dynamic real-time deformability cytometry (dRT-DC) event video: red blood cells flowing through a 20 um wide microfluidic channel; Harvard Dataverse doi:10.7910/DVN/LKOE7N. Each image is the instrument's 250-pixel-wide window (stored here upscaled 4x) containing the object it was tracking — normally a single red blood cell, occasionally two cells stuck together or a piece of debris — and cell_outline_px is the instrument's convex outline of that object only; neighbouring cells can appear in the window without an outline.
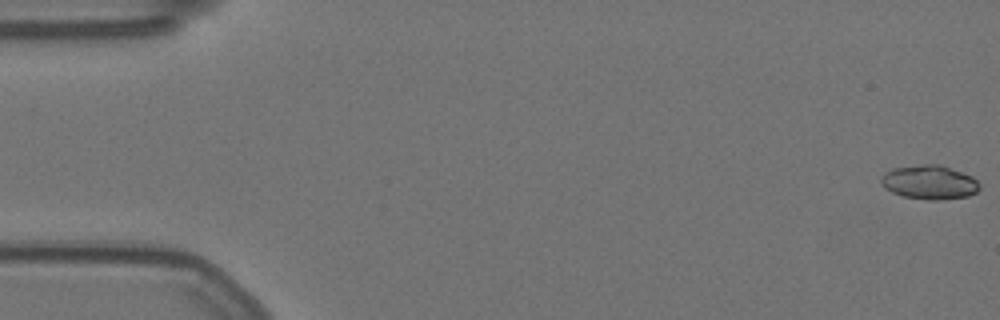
{"species": "Egyptian fruit bat (a non-hibernating species)", "species_latin": "Rousettus aegyptiacus", "temperature_condition": "warm", "stored_images_in_passage": 58, "camera_frame_rate_fps": 3000, "um_per_image_px": 0.085, "animal": {"sex": "female"}, "frame": {"image": 1, "passage_image": 1, "time_ms": 0.0, "image_size_px": [1000, 320], "cell_outline_px": [[980, 188], [976, 192], [968, 196], [940, 200], [928, 200], [904, 196], [892, 192], [884, 188], [880, 184], [880, 176], [884, 172], [892, 168], [924, 164], [940, 164], [972, 176], [980, 184]], "centroid_in_image_um": [78.97, 15.49], "position_along_channel_um": 6.0, "area_um2": 19.71}}
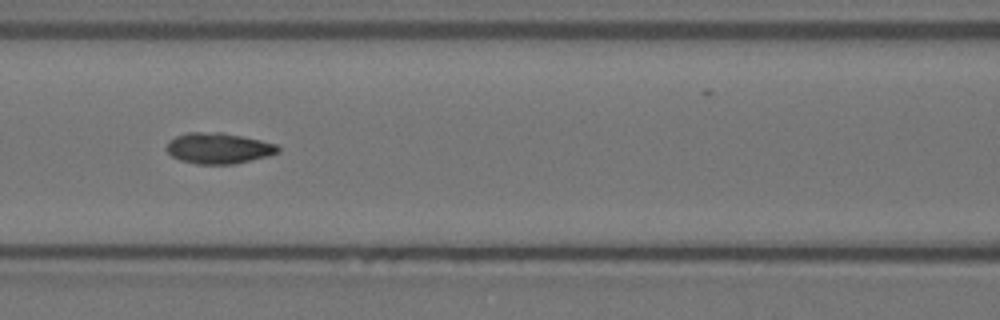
{"frame": {"image": 2, "passage_image": 25, "time_ms": 8.0, "image_size_px": [1000, 320], "cell_outline_px": [[280, 152], [268, 156], [232, 164], [196, 164], [180, 160], [172, 156], [164, 148], [168, 140], [176, 136], [188, 132], [224, 132], [260, 140], [276, 144], [280, 148]], "centroid_in_image_um": [18.54, 12.59], "position_along_channel_um": 148.1, "area_um2": 20.17}}
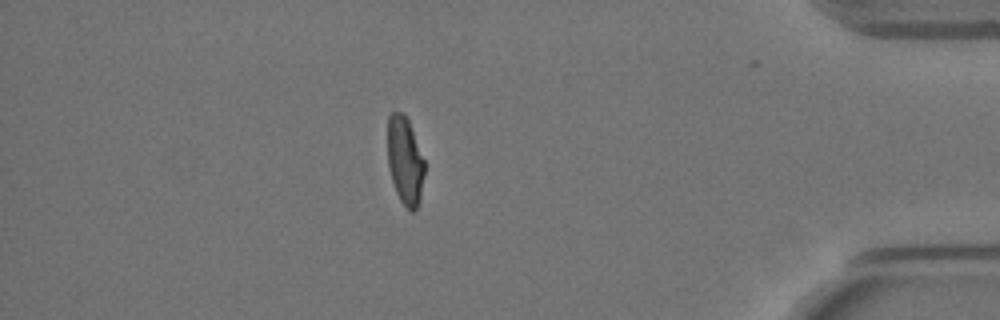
{"frame": {"image": 3, "passage_image": 50, "time_ms": 16.333, "image_size_px": [1000, 320], "cell_outline_px": [[424, 176], [420, 200], [416, 208], [412, 212], [400, 200], [396, 192], [392, 180], [388, 164], [388, 116], [392, 112], [404, 112], [408, 120], [424, 160]], "centroid_in_image_um": [34.42, 13.65], "position_along_channel_um": 400.8, "area_um2": 18.73}, "authors_computed_cell_mechanics": {"area_um2": 19.4208, "velocity_mm_per_s": 3.5562, "shape_relaxation_time_tau1_ms": 4.9773, "shape_relaxation_time_tau2_ms": 2.0822, "deformation_change_tau1": 0.1255, "deformation_change_tau2": 0.0852}}